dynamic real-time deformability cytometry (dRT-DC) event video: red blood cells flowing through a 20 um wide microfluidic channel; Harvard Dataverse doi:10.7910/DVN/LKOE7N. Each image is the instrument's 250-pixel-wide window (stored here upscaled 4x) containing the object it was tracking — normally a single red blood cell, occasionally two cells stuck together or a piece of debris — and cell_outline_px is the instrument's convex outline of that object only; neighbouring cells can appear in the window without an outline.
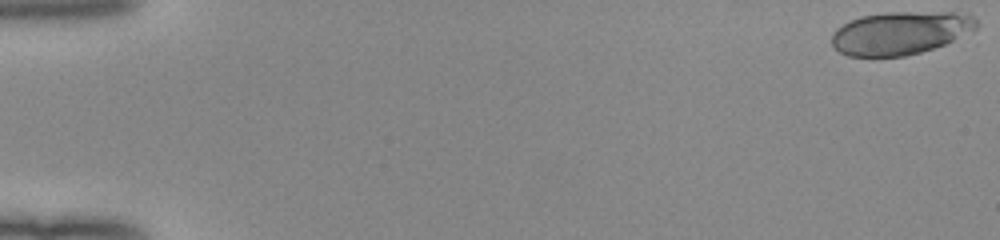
{"species": "human", "species_latin": "Homo sapiens", "temperature_condition": "room temperature", "stored_images_in_passage": 21, "camera_frame_rate_fps": 3000, "um_per_image_px": 0.085, "donor": {"sex": "female"}, "frame": {"image": 1, "passage_image": 1, "time_ms": 0.0, "image_size_px": [1000, 240], "cell_outline_px": [[976, 28], [944, 44], [920, 52], [904, 56], [848, 56], [840, 52], [832, 44], [832, 32], [836, 28], [860, 16], [884, 12], [968, 12], [976, 20]], "centroid_in_image_um": [76.51, 2.78], "position_along_channel_um": 8.5, "area_um2": 36.13}}
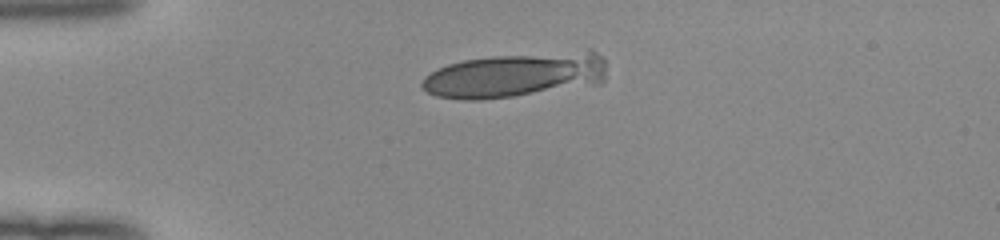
{"frame": {"image": 2, "passage_image": 14, "time_ms": 4.333, "image_size_px": [1000, 240], "cell_outline_px": [[604, 80], [600, 84], [512, 96], [480, 100], [464, 100], [436, 96], [420, 88], [420, 84], [424, 76], [448, 64], [464, 60], [496, 56], [588, 48], [592, 48], [604, 60]], "centroid_in_image_um": [43.85, 6.36], "position_along_channel_um": 41.2, "area_um2": 48.61}}